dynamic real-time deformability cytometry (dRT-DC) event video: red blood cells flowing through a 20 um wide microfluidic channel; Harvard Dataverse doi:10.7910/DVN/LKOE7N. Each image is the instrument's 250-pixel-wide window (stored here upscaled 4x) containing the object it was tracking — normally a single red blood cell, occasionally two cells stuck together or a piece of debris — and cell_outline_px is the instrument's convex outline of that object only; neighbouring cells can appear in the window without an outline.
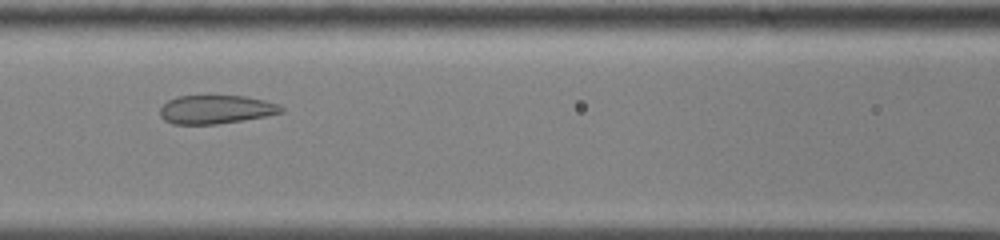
{"species": "common noctule bat (a hibernating species)", "species_latin": "Nyctalus noctula", "temperature_condition": "cold", "stored_images_in_passage": 38, "camera_frame_rate_fps": 3000, "um_per_image_px": 0.085, "animal": {"sex": "male", "body_mass_g": 13.0, "forearm_length_mm": 53.1}, "frame": {"image": 1, "passage_image": 7, "time_ms": 2.0, "image_size_px": [1000, 240], "cell_outline_px": [[284, 112], [244, 120], [216, 124], [172, 124], [164, 120], [160, 116], [160, 108], [168, 100], [176, 96], [244, 96], [264, 100], [276, 104], [284, 108]], "centroid_in_image_um": [18.32, 9.31], "position_along_channel_um": 148.3, "area_um2": 20.11}}
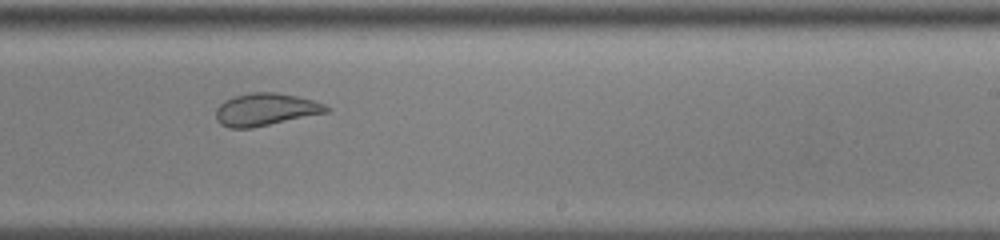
{"frame": {"image": 2, "passage_image": 17, "time_ms": 5.333, "image_size_px": [1000, 240], "cell_outline_px": [[332, 108], [328, 112], [252, 128], [228, 128], [220, 124], [216, 120], [216, 108], [224, 100], [248, 92], [276, 92], [296, 96], [312, 100], [324, 104]], "centroid_in_image_um": [22.56, 9.31], "position_along_channel_um": 266.4, "area_um2": 20.92}}
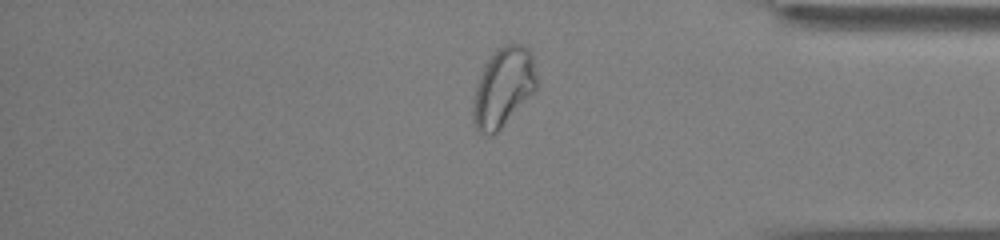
{"frame": {"image": 3, "passage_image": 29, "time_ms": 9.333, "image_size_px": [1000, 240], "cell_outline_px": [[536, 92], [492, 136], [480, 132], [476, 128], [472, 120], [472, 100], [484, 64], [496, 48], [508, 44], [520, 44], [528, 48], [532, 52], [536, 76]], "centroid_in_image_um": [42.78, 7.41], "position_along_channel_um": 392.4, "area_um2": 29.48}, "authors_computed_cell_mechanics": {"area_um2": 21.9929, "velocity_mm_per_s": 3.5546, "shape_relaxation_time_tau1_ms": null, "shape_relaxation_time_tau2_ms": 1.0964, "deformation_change_tau1": null, "deformation_change_tau2": 0.0575}}